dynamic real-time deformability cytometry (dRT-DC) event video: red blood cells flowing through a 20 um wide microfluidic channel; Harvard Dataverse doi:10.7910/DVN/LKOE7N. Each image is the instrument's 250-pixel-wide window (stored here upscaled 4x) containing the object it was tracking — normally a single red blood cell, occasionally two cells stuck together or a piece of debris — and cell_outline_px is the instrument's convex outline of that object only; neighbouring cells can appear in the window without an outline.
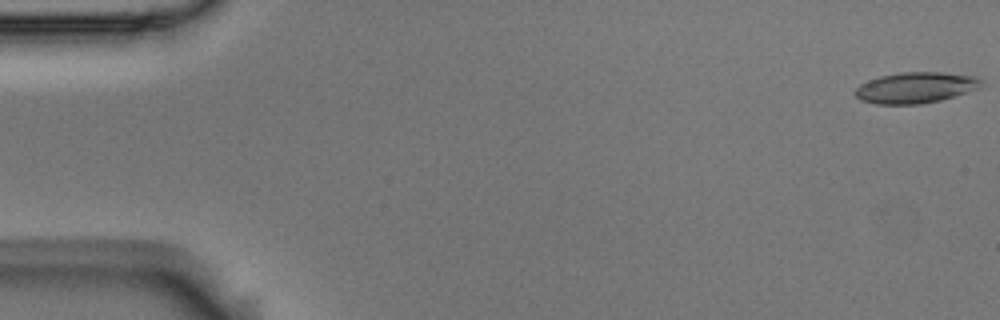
{"species": "Egyptian fruit bat (a non-hibernating species)", "species_latin": "Rousettus aegyptiacus", "temperature_condition": "room temperature", "stored_images_in_passage": 50, "camera_frame_rate_fps": 3000, "um_per_image_px": 0.085, "animal": {"sex": "male"}, "frame": {"image": 1, "passage_image": 1, "time_ms": 0.0, "image_size_px": [1000, 320], "cell_outline_px": [[984, 80], [980, 88], [940, 100], [920, 104], [876, 104], [860, 100], [852, 92], [860, 84], [868, 80], [880, 76], [900, 72], [940, 72], [976, 76]], "centroid_in_image_um": [77.82, 7.44], "position_along_channel_um": 7.2, "area_um2": 22.89}}
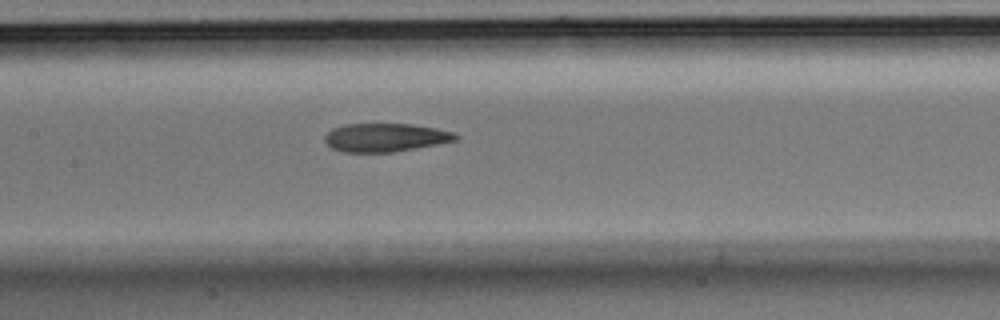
{"frame": {"image": 2, "passage_image": 26, "time_ms": 8.333, "image_size_px": [1000, 320], "cell_outline_px": [[460, 136], [456, 140], [416, 148], [392, 152], [340, 152], [332, 148], [324, 140], [324, 136], [332, 128], [344, 124], [412, 124], [436, 128], [452, 132]], "centroid_in_image_um": [32.72, 11.68], "position_along_channel_um": 174.7, "area_um2": 21.62}}
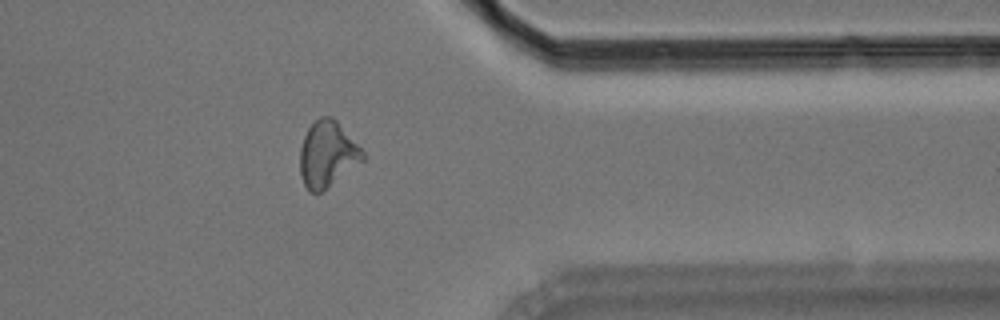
{"frame": {"image": 3, "passage_image": 44, "time_ms": 14.333, "image_size_px": [1000, 320], "cell_outline_px": [[364, 160], [320, 192], [308, 192], [304, 184], [300, 172], [300, 148], [304, 136], [308, 128], [320, 116], [332, 116], [336, 120], [364, 152]], "centroid_in_image_um": [27.8, 13.09], "position_along_channel_um": 383.6, "area_um2": 23.7}}